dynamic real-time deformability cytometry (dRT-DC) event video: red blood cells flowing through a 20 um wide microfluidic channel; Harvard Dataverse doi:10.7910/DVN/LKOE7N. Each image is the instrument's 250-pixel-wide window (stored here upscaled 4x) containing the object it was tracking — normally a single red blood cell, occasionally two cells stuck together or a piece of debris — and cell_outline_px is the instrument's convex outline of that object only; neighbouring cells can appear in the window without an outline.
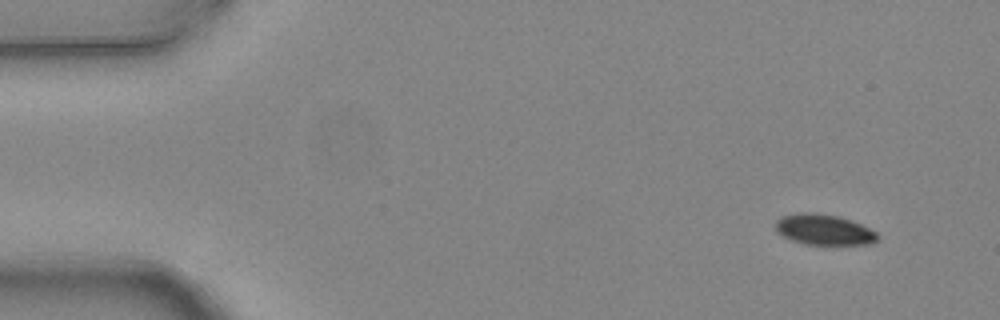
{"species": "common noctule bat (a hibernating species)", "species_latin": "Nyctalus noctula", "temperature_condition": "warm", "stored_images_in_passage": 4, "camera_frame_rate_fps": 3000, "um_per_image_px": 0.085, "animal": {"sex": "female", "body_mass_g": 24.6, "forearm_length_mm": 56.2}, "frame": {"image": 1, "passage_image": 1, "time_ms": 0.0, "image_size_px": [1000, 320], "cell_outline_px": [[880, 236], [876, 240], [868, 244], [804, 244], [792, 240], [776, 232], [776, 220], [780, 216], [800, 212], [812, 212], [840, 216], [852, 220], [876, 232]], "centroid_in_image_um": [70.01, 19.5], "position_along_channel_um": 15.0, "area_um2": 18.21}}